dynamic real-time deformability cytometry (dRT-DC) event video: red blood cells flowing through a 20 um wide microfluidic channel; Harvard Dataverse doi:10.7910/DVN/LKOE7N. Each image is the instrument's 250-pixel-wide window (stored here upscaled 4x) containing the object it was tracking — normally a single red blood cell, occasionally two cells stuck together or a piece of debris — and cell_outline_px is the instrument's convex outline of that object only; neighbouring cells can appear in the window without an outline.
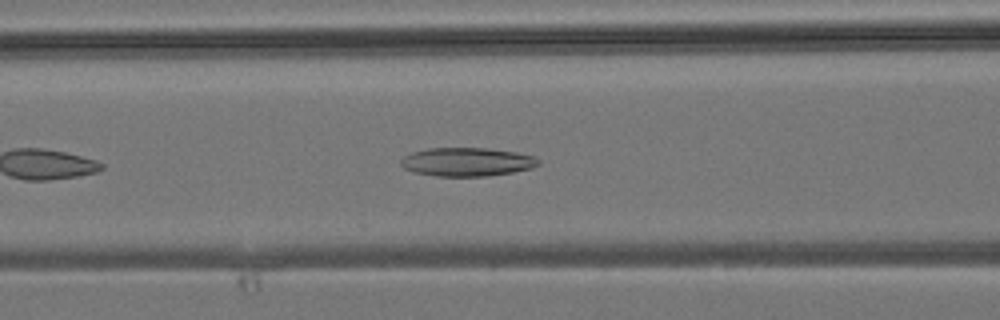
{"species": "common noctule bat (a hibernating species)", "species_latin": "Nyctalus noctula", "temperature_condition": "room temperature", "stored_images_in_passage": 31, "camera_frame_rate_fps": 3000, "um_per_image_px": 0.085, "animal": {"sex": "male", "body_mass_g": 19.2, "forearm_length_mm": 51.8}, "frame": {"image": 1, "passage_image": 7, "time_ms": 2.0, "image_size_px": [1000, 320], "cell_outline_px": [[540, 164], [532, 168], [512, 172], [488, 176], [436, 176], [412, 172], [404, 168], [400, 164], [400, 160], [404, 156], [412, 152], [428, 148], [488, 148], [516, 152], [536, 156], [540, 160]], "centroid_in_image_um": [39.7, 13.76], "position_along_channel_um": 126.9, "area_um2": 23.12}}
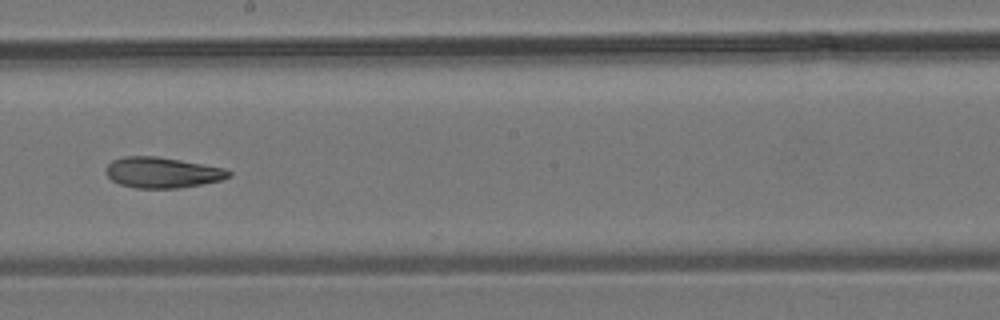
{"frame": {"image": 2, "passage_image": 14, "time_ms": 4.333, "image_size_px": [1000, 320], "cell_outline_px": [[232, 176], [220, 180], [180, 188], [136, 188], [120, 184], [112, 180], [108, 176], [108, 164], [112, 160], [124, 156], [156, 156], [180, 160], [224, 168], [232, 172]], "centroid_in_image_um": [13.81, 14.66], "position_along_channel_um": 234.4, "area_um2": 21.73}}
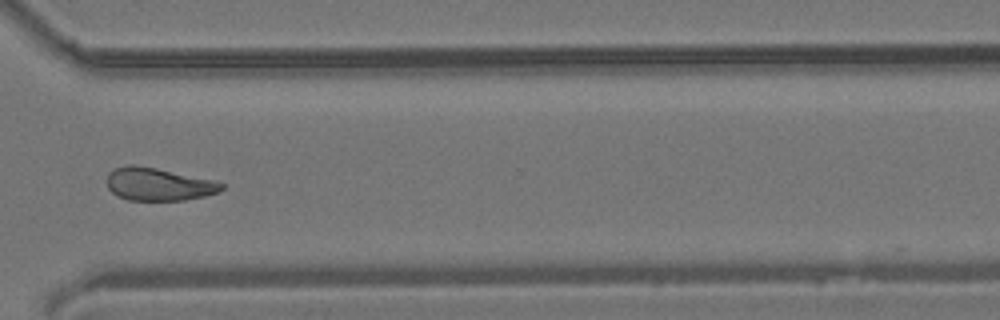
{"frame": {"image": 3, "passage_image": 22, "time_ms": 7.0, "image_size_px": [1000, 320], "cell_outline_px": [[224, 188], [220, 192], [204, 196], [184, 200], [128, 200], [116, 196], [108, 188], [108, 172], [112, 168], [128, 164], [132, 164], [156, 168], [212, 180], [224, 184]], "centroid_in_image_um": [13.43, 15.66], "position_along_channel_um": 357.2, "area_um2": 21.91}}